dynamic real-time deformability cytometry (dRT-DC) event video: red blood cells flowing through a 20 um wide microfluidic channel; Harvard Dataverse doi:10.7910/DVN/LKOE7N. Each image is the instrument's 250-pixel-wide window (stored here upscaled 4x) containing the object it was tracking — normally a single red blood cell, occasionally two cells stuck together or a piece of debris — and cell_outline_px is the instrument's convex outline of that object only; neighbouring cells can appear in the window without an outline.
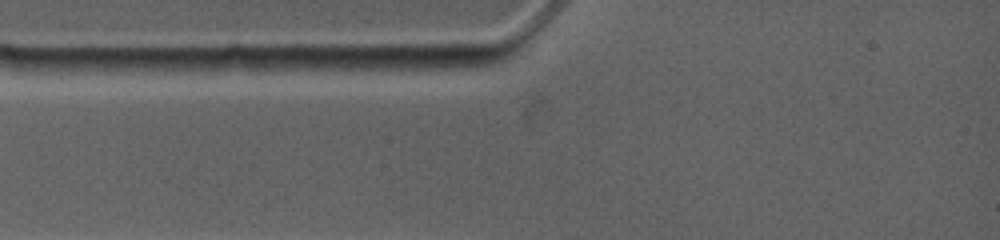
{"species": "common noctule bat (a hibernating species)", "species_latin": "Nyctalus noctula", "temperature_condition": "warm", "stored_images_in_passage": 6, "segment_of_instrument_passage": [1, 2], "camera_frame_rate_fps": 4500, "um_per_image_px": 0.085, "animal": {"sex": "female", "body_mass_g": 19.0, "forearm_length_mm": 53.3}, "frame": {"image": 1, "passage_image": 2, "time_ms": 0.667, "image_size_px": [1000, 240], "cell_outline_px": [[488, 64], [460, 68], [416, 72], [364, 68], [364, 64], [380, 56], [476, 56], [484, 60]], "centroid_in_image_um": [35.98, 5.35], "position_along_channel_um": 49.0, "area_um2": 10.98}}